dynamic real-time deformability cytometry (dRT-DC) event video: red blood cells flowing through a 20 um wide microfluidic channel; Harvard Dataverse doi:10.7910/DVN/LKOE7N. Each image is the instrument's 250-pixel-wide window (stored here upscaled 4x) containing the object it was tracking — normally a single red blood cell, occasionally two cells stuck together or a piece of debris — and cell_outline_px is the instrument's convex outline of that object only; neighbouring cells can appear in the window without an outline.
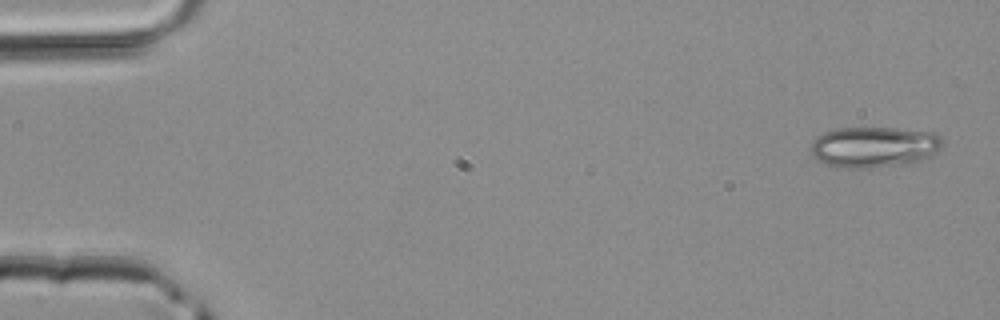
{"species": "common noctule bat (a hibernating species)", "species_latin": "Nyctalus noctula", "temperature_condition": "room temperature", "stored_images_in_passage": 4, "camera_frame_rate_fps": 3000, "um_per_image_px": 0.085, "animal": {"sex": "male", "body_mass_g": 20.4}, "frame": {"image": 1, "passage_image": 1, "time_ms": 0.0, "image_size_px": [1000, 320], "cell_outline_px": [[944, 140], [936, 152], [932, 156], [924, 160], [908, 164], [868, 168], [836, 168], [812, 156], [808, 148], [812, 140], [816, 136], [824, 132], [836, 128], [892, 128], [932, 132], [940, 136]], "centroid_in_image_um": [74.26, 12.5], "position_along_channel_um": 10.7, "area_um2": 31.79}}